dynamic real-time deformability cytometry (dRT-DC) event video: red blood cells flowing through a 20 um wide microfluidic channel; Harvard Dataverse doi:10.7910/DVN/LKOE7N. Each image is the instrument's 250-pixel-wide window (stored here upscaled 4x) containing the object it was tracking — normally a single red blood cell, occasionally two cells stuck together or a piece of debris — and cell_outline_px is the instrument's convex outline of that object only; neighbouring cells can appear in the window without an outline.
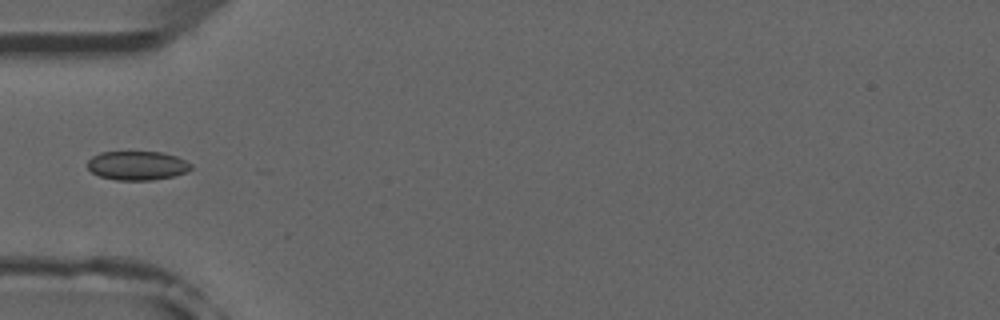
{"species": "common noctule bat (a hibernating species)", "species_latin": "Nyctalus noctula", "temperature_condition": "room temperature", "stored_images_in_passage": 4, "camera_frame_rate_fps": 3000, "um_per_image_px": 0.085, "animal": {"sex": "male", "forearm_length_mm": 52.5}, "frame": {"image": 1, "passage_image": 4, "time_ms": 3.667, "image_size_px": [1000, 320], "cell_outline_px": [[192, 168], [188, 172], [176, 176], [152, 180], [116, 180], [100, 176], [92, 172], [88, 168], [88, 160], [92, 156], [100, 152], [160, 152], [176, 156], [192, 164]], "centroid_in_image_um": [11.69, 14.08], "position_along_channel_um": 73.3, "area_um2": 17.57}}